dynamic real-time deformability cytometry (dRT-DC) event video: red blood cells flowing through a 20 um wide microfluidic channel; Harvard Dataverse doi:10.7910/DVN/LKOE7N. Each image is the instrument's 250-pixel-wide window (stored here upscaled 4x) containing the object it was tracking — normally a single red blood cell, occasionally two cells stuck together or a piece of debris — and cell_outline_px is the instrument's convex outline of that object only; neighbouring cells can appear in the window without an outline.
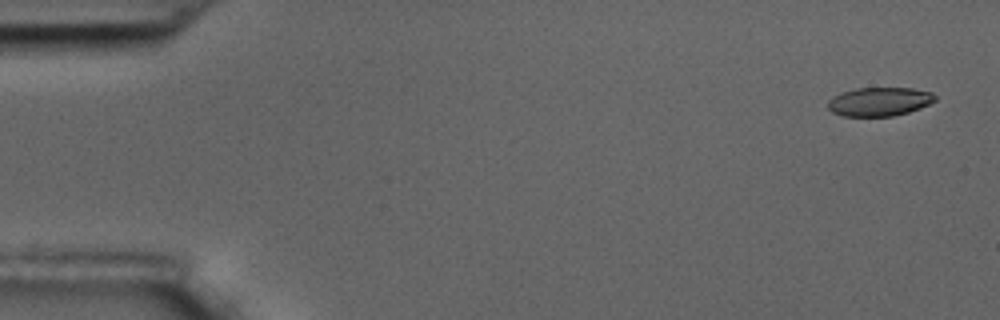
{"species": "common noctule bat (a hibernating species)", "species_latin": "Nyctalus noctula", "temperature_condition": "room temperature", "stored_images_in_passage": 5, "camera_frame_rate_fps": 3000, "um_per_image_px": 0.085, "animal": {"sex": "male", "body_mass_g": 17.5, "forearm_length_mm": 52.3}, "frame": {"image": 1, "passage_image": 1, "time_ms": 0.0, "image_size_px": [1000, 320], "cell_outline_px": [[936, 100], [920, 108], [908, 112], [892, 116], [840, 116], [832, 112], [828, 108], [828, 100], [832, 96], [840, 92], [856, 88], [912, 88], [932, 92], [936, 96]], "centroid_in_image_um": [74.72, 8.63], "position_along_channel_um": 10.3, "area_um2": 18.09}}
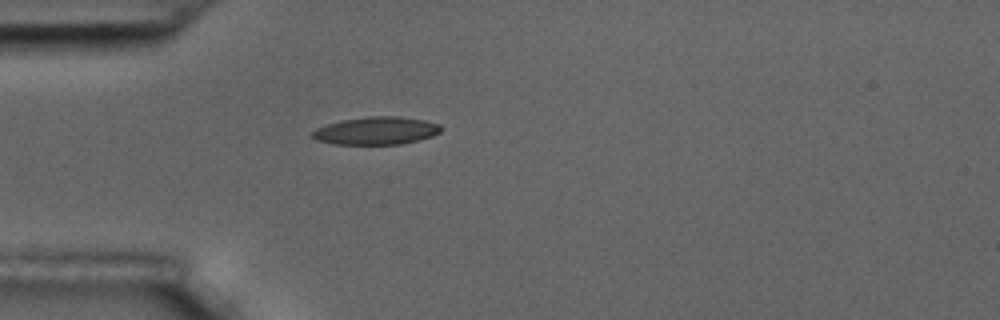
{"frame": {"image": 2, "passage_image": 5, "time_ms": 1.333, "image_size_px": [1000, 320], "cell_outline_px": [[440, 132], [432, 136], [400, 144], [336, 144], [316, 140], [312, 136], [312, 132], [316, 128], [340, 120], [368, 116], [400, 116], [424, 120], [440, 124]], "centroid_in_image_um": [31.97, 11.1], "position_along_channel_um": 53.0, "area_um2": 20.69}}